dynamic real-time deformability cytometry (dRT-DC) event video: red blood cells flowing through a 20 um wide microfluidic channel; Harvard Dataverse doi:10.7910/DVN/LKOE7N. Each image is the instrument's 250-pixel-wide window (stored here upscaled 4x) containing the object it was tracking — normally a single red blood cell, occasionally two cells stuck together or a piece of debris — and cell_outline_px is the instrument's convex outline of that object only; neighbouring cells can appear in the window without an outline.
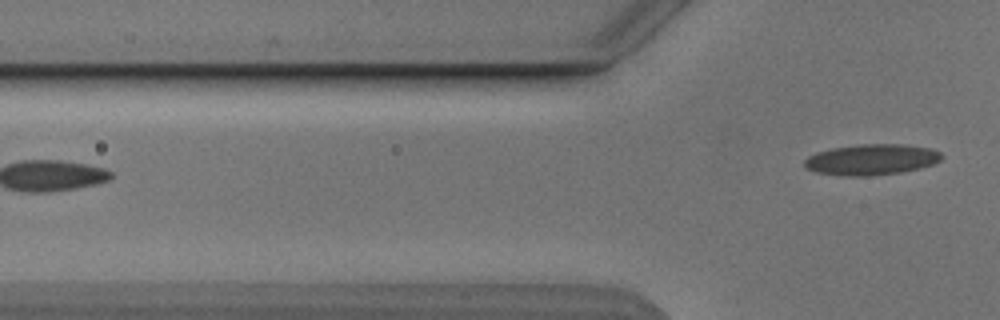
{"species": "Egyptian fruit bat (a non-hibernating species)", "species_latin": "Rousettus aegyptiacus", "temperature_condition": "cold", "stored_images_in_passage": 3, "camera_frame_rate_fps": 3000, "um_per_image_px": 0.085, "animal": {"sex": "male"}, "frame": {"image": 1, "passage_image": 3, "time_ms": 2.333, "image_size_px": [1000, 320], "cell_outline_px": [[940, 160], [932, 164], [920, 168], [900, 172], [868, 176], [844, 176], [816, 172], [808, 168], [804, 164], [804, 160], [808, 156], [816, 152], [832, 148], [860, 144], [900, 144], [932, 148], [940, 152]], "centroid_in_image_um": [74.05, 13.56], "position_along_channel_um": 51.7, "area_um2": 24.51}}